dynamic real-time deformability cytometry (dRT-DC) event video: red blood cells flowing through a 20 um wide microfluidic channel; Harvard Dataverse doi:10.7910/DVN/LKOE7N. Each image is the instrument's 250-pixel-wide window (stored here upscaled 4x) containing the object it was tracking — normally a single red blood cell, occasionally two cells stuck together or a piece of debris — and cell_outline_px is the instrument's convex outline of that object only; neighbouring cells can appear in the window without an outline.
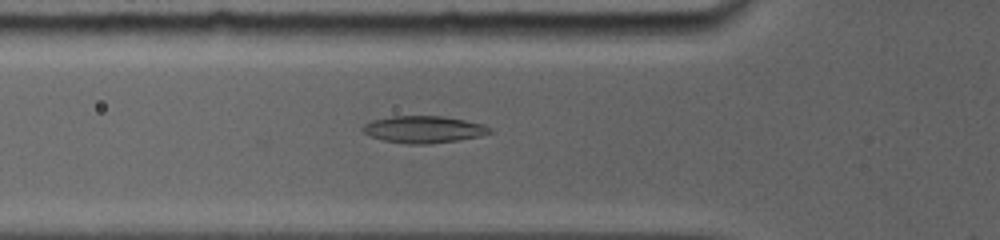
{"species": "common noctule bat (a hibernating species)", "species_latin": "Nyctalus noctula", "temperature_condition": "room temperature", "stored_images_in_passage": 59, "camera_frame_rate_fps": 5000, "um_per_image_px": 0.085, "animal": {"sex": "female", "body_mass_g": 19.0, "forearm_length_mm": 56.7}, "frame": {"image": 1, "passage_image": 9, "time_ms": 1.6, "image_size_px": [1000, 240], "cell_outline_px": [[492, 132], [480, 136], [460, 140], [428, 144], [408, 144], [384, 140], [372, 136], [364, 132], [360, 128], [364, 124], [372, 120], [392, 116], [444, 116], [484, 124], [492, 128]], "centroid_in_image_um": [36.04, 11.0], "position_along_channel_um": 89.8, "area_um2": 20.0}}
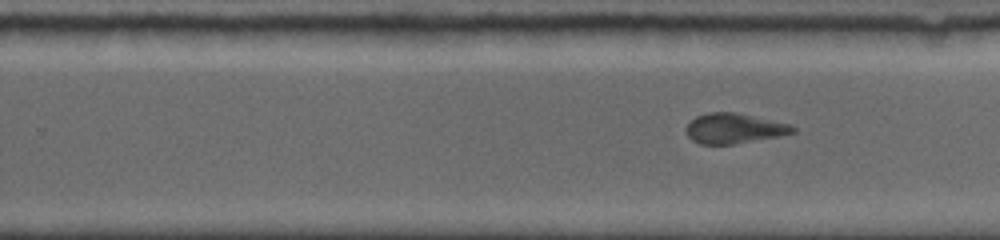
{"frame": {"image": 2, "passage_image": 29, "time_ms": 6.2, "image_size_px": [1000, 240], "cell_outline_px": [[796, 132], [780, 136], [732, 144], [700, 144], [692, 140], [688, 136], [684, 128], [696, 116], [708, 112], [736, 112], [792, 124], [796, 128]], "centroid_in_image_um": [62.41, 10.91], "position_along_channel_um": 267.4, "area_um2": 18.84}}
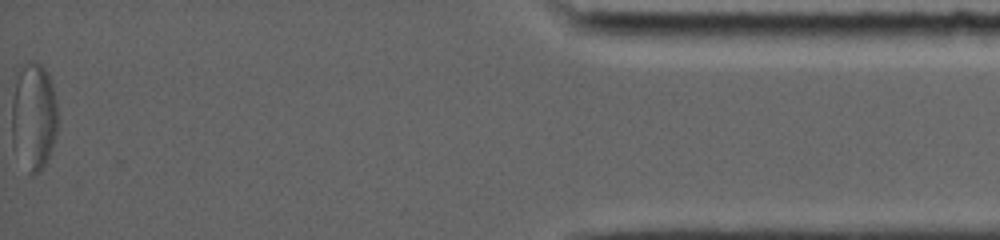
{"frame": {"image": 3, "passage_image": 59, "time_ms": 12.4, "image_size_px": [1000, 240], "cell_outline_px": [[56, 136], [52, 148], [44, 168], [40, 172], [28, 172], [12, 144], [12, 100], [16, 68], [28, 60], [36, 60], [48, 72], [52, 84], [56, 100]], "centroid_in_image_um": [2.84, 9.81], "position_along_channel_um": 432.4, "area_um2": 29.25}}